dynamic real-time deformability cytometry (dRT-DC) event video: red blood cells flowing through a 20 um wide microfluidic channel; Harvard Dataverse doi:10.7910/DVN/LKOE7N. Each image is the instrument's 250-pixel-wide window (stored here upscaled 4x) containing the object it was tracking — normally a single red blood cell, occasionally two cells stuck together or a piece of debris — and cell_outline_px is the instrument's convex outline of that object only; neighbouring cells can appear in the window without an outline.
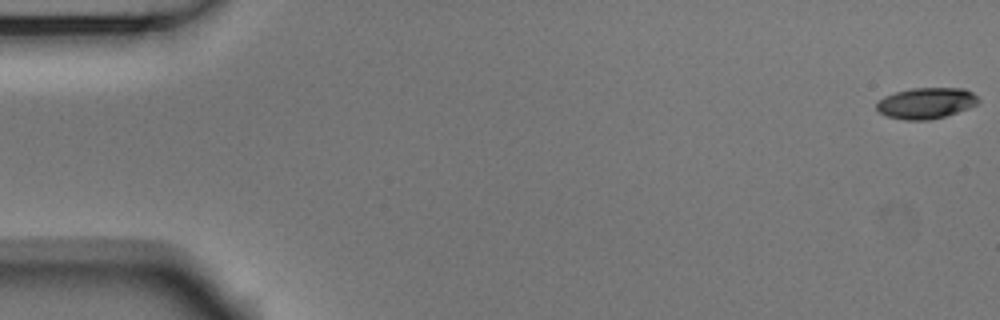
{"species": "Egyptian fruit bat (a non-hibernating species)", "species_latin": "Rousettus aegyptiacus", "temperature_condition": "room temperature", "stored_images_in_passage": 51, "camera_frame_rate_fps": 3000, "um_per_image_px": 0.085, "animal": {"sex": "male"}, "frame": {"image": 1, "passage_image": 1, "time_ms": 0.0, "image_size_px": [1000, 320], "cell_outline_px": [[980, 100], [976, 104], [968, 108], [944, 116], [928, 120], [904, 120], [884, 116], [876, 108], [876, 104], [884, 96], [896, 92], [912, 88], [964, 88], [972, 92]], "centroid_in_image_um": [78.69, 8.77], "position_along_channel_um": 6.3, "area_um2": 18.32}}
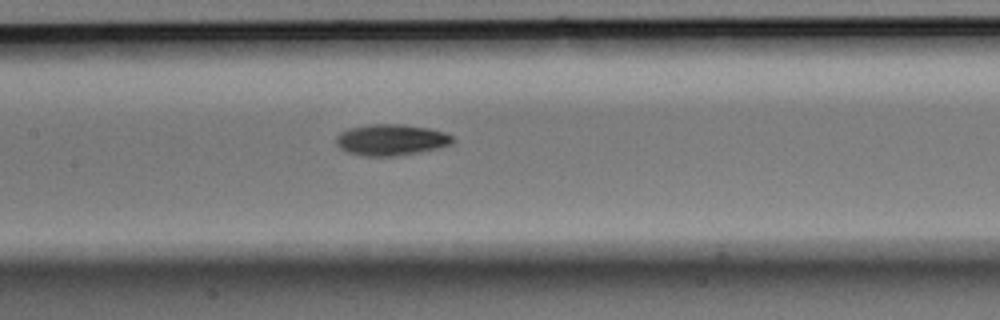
{"frame": {"image": 2, "passage_image": 26, "time_ms": 8.333, "image_size_px": [1000, 320], "cell_outline_px": [[452, 144], [440, 148], [420, 152], [396, 156], [364, 156], [348, 152], [340, 148], [336, 144], [336, 136], [340, 132], [348, 128], [368, 124], [404, 124], [428, 128], [444, 132], [452, 136]], "centroid_in_image_um": [33.23, 11.88], "position_along_channel_um": 174.2, "area_um2": 21.33}}
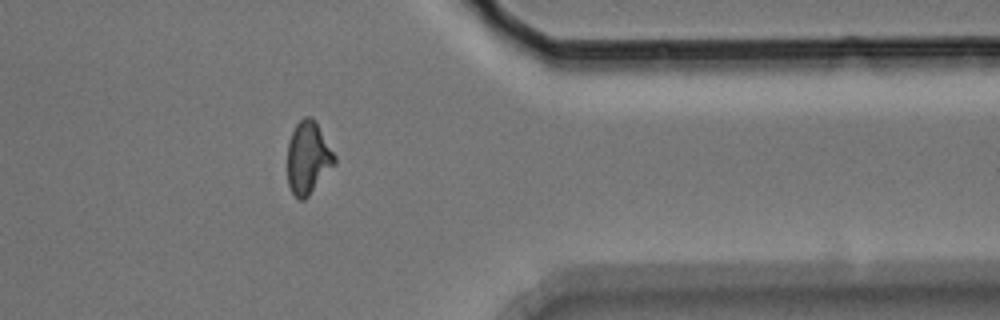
{"frame": {"image": 3, "passage_image": 44, "time_ms": 14.333, "image_size_px": [1000, 320], "cell_outline_px": [[336, 164], [308, 196], [304, 200], [300, 200], [292, 192], [288, 184], [288, 140], [296, 124], [304, 116], [312, 116], [316, 120], [336, 156]], "centroid_in_image_um": [26.2, 13.38], "position_along_channel_um": 385.2, "area_um2": 20.06}}